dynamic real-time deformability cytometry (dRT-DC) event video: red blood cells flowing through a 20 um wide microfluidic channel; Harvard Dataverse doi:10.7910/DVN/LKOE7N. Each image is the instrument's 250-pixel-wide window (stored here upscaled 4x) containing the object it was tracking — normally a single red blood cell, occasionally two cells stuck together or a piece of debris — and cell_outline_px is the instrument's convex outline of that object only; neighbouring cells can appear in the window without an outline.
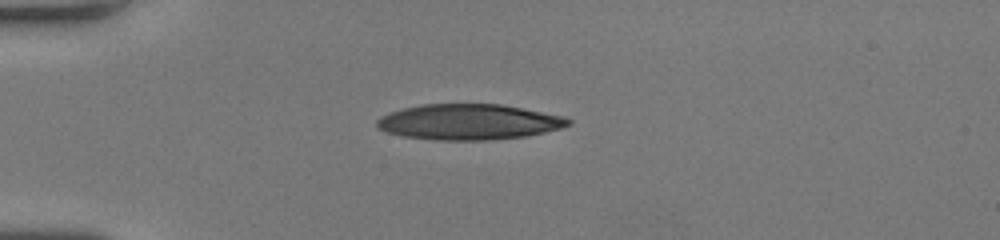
{"species": "human", "species_latin": "Homo sapiens", "temperature_condition": "room temperature", "stored_images_in_passage": 40, "camera_frame_rate_fps": 3000, "um_per_image_px": 0.085, "donor": {"sex": "female"}, "frame": {"image": 1, "passage_image": 1, "time_ms": 0.0, "image_size_px": [1000, 240], "cell_outline_px": [[572, 124], [564, 128], [524, 136], [488, 140], [436, 140], [400, 136], [376, 128], [376, 120], [380, 116], [388, 112], [420, 104], [500, 104], [564, 116], [572, 120]], "centroid_in_image_um": [39.83, 10.36], "position_along_channel_um": 45.2, "area_um2": 39.94}}
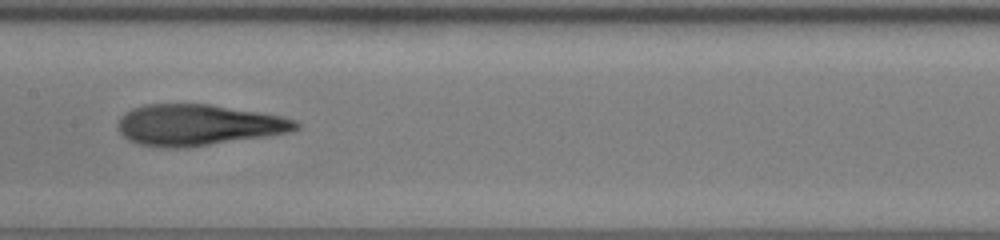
{"frame": {"image": 2, "passage_image": 15, "time_ms": 4.667, "image_size_px": [1000, 240], "cell_outline_px": [[300, 128], [288, 132], [268, 136], [188, 148], [160, 148], [140, 144], [128, 140], [116, 128], [120, 116], [124, 112], [132, 108], [144, 104], [208, 104], [280, 116], [296, 120], [300, 124]], "centroid_in_image_um": [16.8, 10.64], "position_along_channel_um": 190.6, "area_um2": 42.83}}
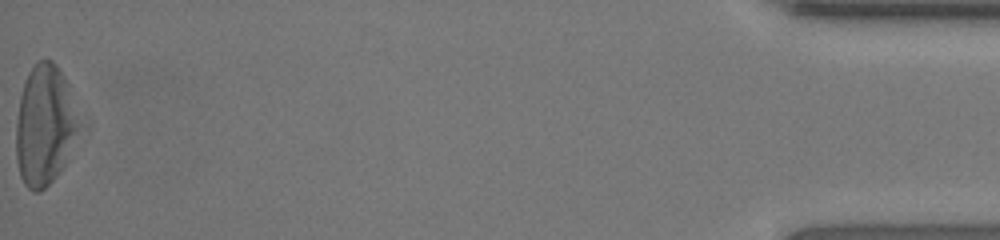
{"frame": {"image": 3, "passage_image": 40, "time_ms": 13.0, "image_size_px": [1000, 240], "cell_outline_px": [[92, 124], [88, 132], [64, 168], [44, 188], [36, 192], [32, 192], [24, 184], [20, 176], [16, 160], [16, 124], [20, 96], [28, 72], [36, 60], [52, 60], [56, 64], [64, 76], [92, 120]], "centroid_in_image_um": [4.05, 10.64], "position_along_channel_um": 431.1, "area_um2": 48.44}, "authors_computed_cell_mechanics": {"area_um2": 42.8298, "velocity_mm_per_s": 4.0029, "shape_relaxation_time_tau1_ms": 6.6863, "shape_relaxation_time_tau2_ms": 2.2123, "deformation_change_tau1": 0.2547, "deformation_change_tau2": 0.1297}}